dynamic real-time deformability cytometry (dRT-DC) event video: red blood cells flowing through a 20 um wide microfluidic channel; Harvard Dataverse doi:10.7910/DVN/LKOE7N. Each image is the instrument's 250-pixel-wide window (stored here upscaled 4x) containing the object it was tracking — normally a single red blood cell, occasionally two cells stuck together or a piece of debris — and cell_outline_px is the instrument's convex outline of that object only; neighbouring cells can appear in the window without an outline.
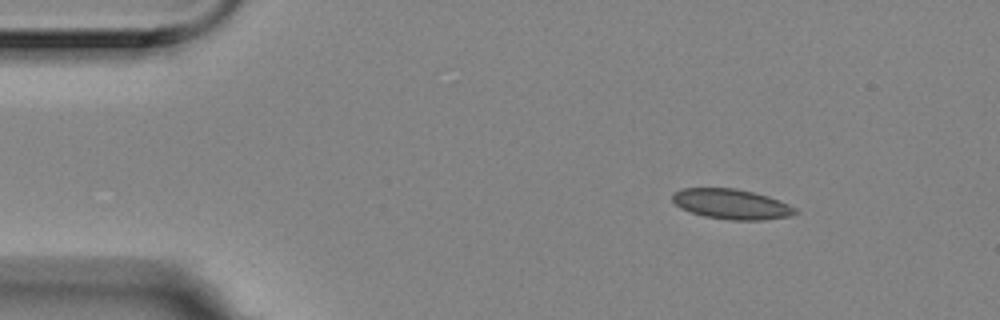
{"species": "Egyptian fruit bat (a non-hibernating species)", "species_latin": "Rousettus aegyptiacus", "temperature_condition": "room temperature", "stored_images_in_passage": 3, "camera_frame_rate_fps": 3000, "um_per_image_px": 0.085, "animal": {"sex": "female"}, "frame": {"image": 1, "passage_image": 1, "time_ms": 0.0, "image_size_px": [1000, 320], "cell_outline_px": [[800, 212], [788, 216], [764, 220], [728, 220], [704, 216], [680, 208], [672, 200], [672, 192], [680, 188], [736, 188], [768, 196], [788, 204], [796, 208]], "centroid_in_image_um": [62.15, 17.34], "position_along_channel_um": 22.8, "area_um2": 21.62}}